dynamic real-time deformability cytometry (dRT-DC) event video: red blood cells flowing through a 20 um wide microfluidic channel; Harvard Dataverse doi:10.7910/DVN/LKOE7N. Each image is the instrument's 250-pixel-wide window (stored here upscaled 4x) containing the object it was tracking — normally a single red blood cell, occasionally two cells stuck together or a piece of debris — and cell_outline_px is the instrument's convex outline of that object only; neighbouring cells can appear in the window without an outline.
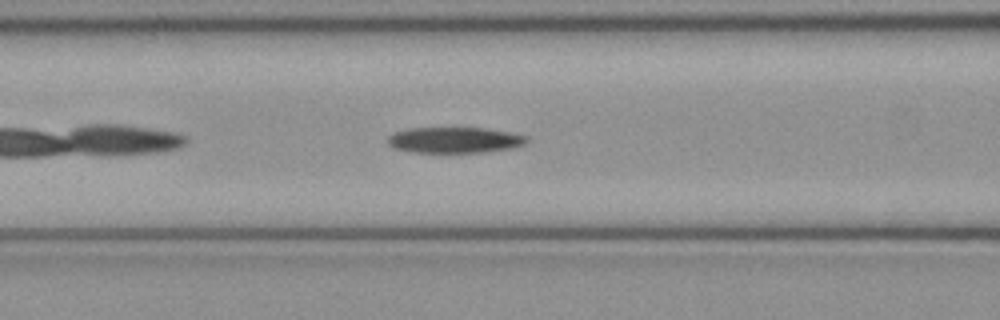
{"species": "common noctule bat (a hibernating species)", "species_latin": "Nyctalus noctula", "temperature_condition": "cold", "stored_images_in_passage": 37, "camera_frame_rate_fps": 3000, "um_per_image_px": 0.085, "animal": {"sex": "female", "body_mass_g": 21.9}, "frame": {"image": 1, "passage_image": 7, "time_ms": 2.0, "image_size_px": [1000, 320], "cell_outline_px": [[528, 140], [524, 144], [512, 148], [484, 152], [412, 152], [396, 148], [388, 144], [388, 136], [392, 132], [408, 128], [488, 128], [512, 132], [528, 136]], "centroid_in_image_um": [38.66, 11.89], "position_along_channel_um": 127.9, "area_um2": 21.04}}
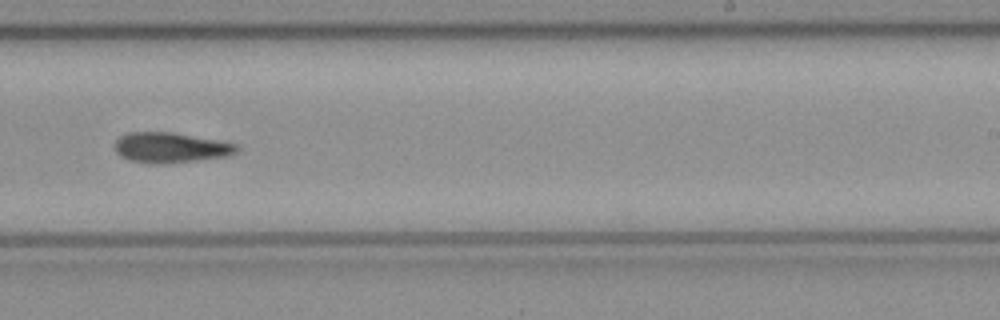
{"frame": {"image": 2, "passage_image": 18, "time_ms": 5.667, "image_size_px": [1000, 320], "cell_outline_px": [[240, 148], [236, 152], [228, 156], [196, 160], [160, 164], [148, 164], [128, 160], [120, 156], [116, 152], [116, 140], [120, 136], [128, 132], [172, 132], [220, 140], [240, 144]], "centroid_in_image_um": [14.52, 12.54], "position_along_channel_um": 274.5, "area_um2": 21.73}}
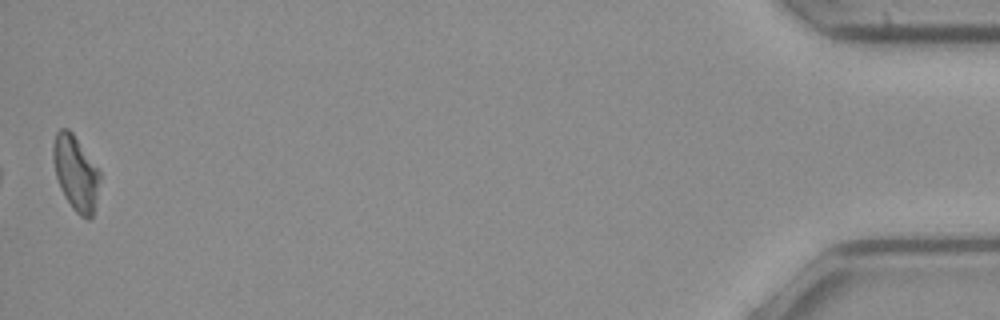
{"frame": {"image": 3, "passage_image": 37, "time_ms": 12.0, "image_size_px": [1000, 320], "cell_outline_px": [[100, 176], [92, 216], [88, 220], [80, 216], [72, 208], [64, 196], [60, 188], [56, 176], [52, 160], [52, 144], [56, 132], [60, 128], [68, 128], [72, 132], [100, 172]], "centroid_in_image_um": [6.39, 14.68], "position_along_channel_um": 428.8, "area_um2": 20.17}}